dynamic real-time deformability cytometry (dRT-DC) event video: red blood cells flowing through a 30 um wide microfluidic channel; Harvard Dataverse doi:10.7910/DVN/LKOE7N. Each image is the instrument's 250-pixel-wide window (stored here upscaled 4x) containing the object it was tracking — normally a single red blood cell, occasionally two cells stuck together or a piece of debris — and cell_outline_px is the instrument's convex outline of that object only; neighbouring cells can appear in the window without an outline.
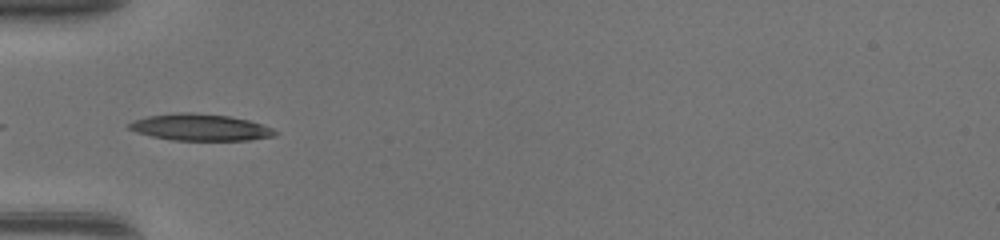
{"species": "common noctule bat (a hibernating species)", "species_latin": "Nyctalus noctula", "temperature_condition": "warm", "stored_images_in_passage": 20, "camera_frame_rate_fps": 3000, "um_per_image_px": 0.085, "animal": {"sex": "female", "body_mass_g": 17.0, "forearm_length_mm": 48.0}, "frame": {"image": 1, "passage_image": 1, "time_ms": 0.0, "image_size_px": [1000, 240], "cell_outline_px": [[276, 136], [248, 140], [172, 140], [152, 136], [136, 132], [128, 128], [128, 124], [136, 120], [148, 116], [176, 112], [192, 112], [228, 116], [248, 120], [272, 128], [276, 132]], "centroid_in_image_um": [17.01, 10.82], "position_along_channel_um": 68.0, "area_um2": 22.48}}
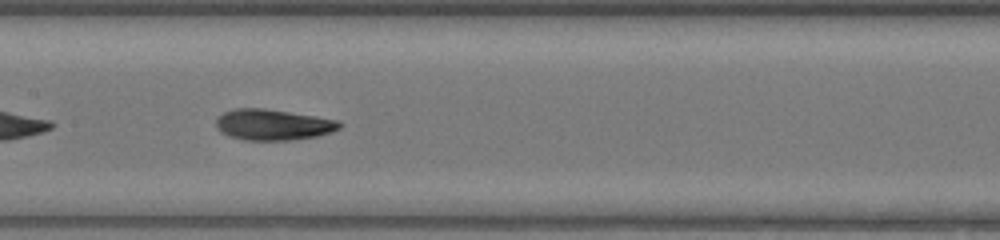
{"frame": {"image": 2, "passage_image": 9, "time_ms": 2.667, "image_size_px": [1000, 240], "cell_outline_px": [[344, 124], [340, 128], [332, 132], [316, 136], [288, 140], [244, 140], [228, 136], [220, 132], [216, 124], [216, 116], [224, 112], [236, 108], [264, 108], [316, 116], [336, 120]], "centroid_in_image_um": [23.18, 10.59], "position_along_channel_um": 184.2, "area_um2": 22.31}}
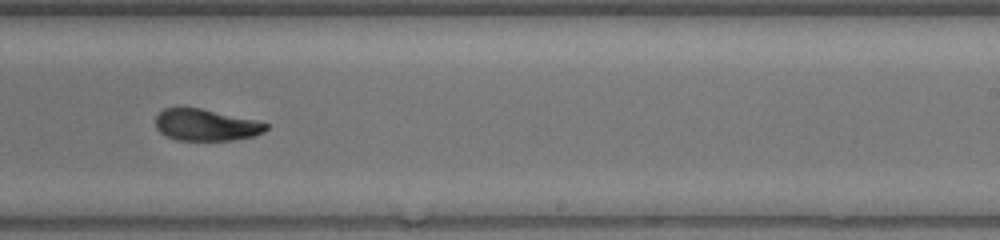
{"frame": {"image": 3, "passage_image": 15, "time_ms": 4.667, "image_size_px": [1000, 240], "cell_outline_px": [[268, 128], [264, 132], [252, 136], [232, 140], [176, 140], [160, 132], [156, 128], [156, 116], [164, 108], [200, 108], [252, 120], [268, 124]], "centroid_in_image_um": [17.47, 10.63], "position_along_channel_um": 271.5, "area_um2": 19.94}}